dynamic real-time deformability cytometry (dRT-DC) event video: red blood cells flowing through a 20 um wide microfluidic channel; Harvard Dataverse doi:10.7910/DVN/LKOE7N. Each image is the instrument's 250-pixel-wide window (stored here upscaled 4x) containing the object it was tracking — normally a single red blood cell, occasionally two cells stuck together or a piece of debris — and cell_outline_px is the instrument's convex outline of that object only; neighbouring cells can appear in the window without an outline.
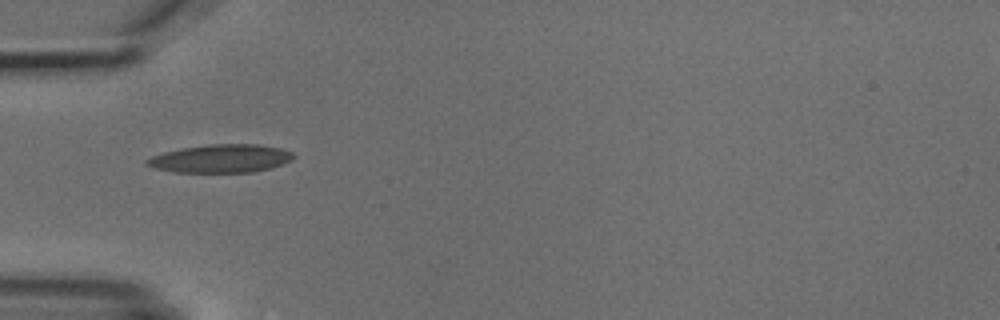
{"species": "common noctule bat (a hibernating species)", "species_latin": "Nyctalus noctula", "temperature_condition": "cold", "stored_images_in_passage": 4, "camera_frame_rate_fps": 3000, "um_per_image_px": 0.085, "animal": {"sex": "male", "body_mass_g": 18.8}, "frame": {"image": 1, "passage_image": 1, "time_ms": 0.0, "image_size_px": [1000, 320], "cell_outline_px": [[296, 156], [292, 160], [284, 164], [252, 172], [176, 172], [156, 168], [144, 164], [144, 160], [152, 156], [164, 152], [180, 148], [208, 144], [260, 144], [280, 148], [292, 152]], "centroid_in_image_um": [18.78, 13.47], "position_along_channel_um": 66.2, "area_um2": 24.16}}
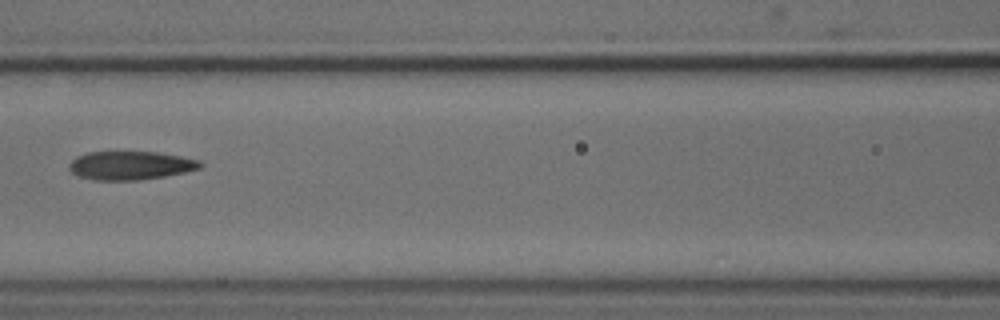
{"frame": {"image": 2, "passage_image": 3, "time_ms": 2.333, "image_size_px": [1000, 320], "cell_outline_px": [[204, 164], [200, 168], [184, 172], [164, 176], [140, 180], [92, 180], [76, 176], [68, 168], [68, 164], [76, 156], [88, 152], [156, 152], [180, 156], [200, 160]], "centroid_in_image_um": [11.05, 14.07], "position_along_channel_um": 155.5, "area_um2": 21.91}}
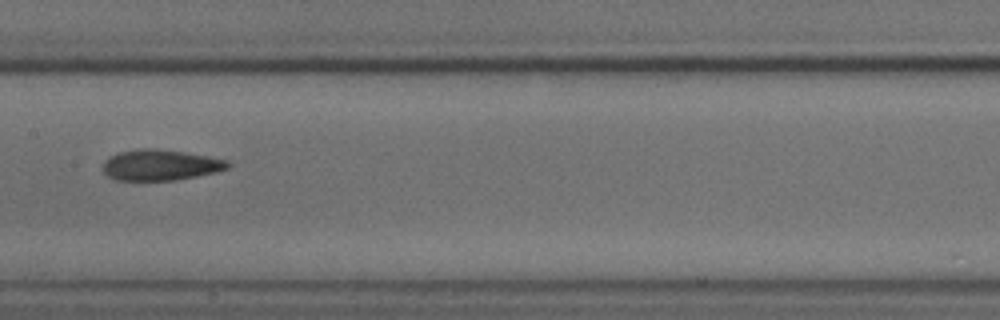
{"frame": {"image": 3, "passage_image": 4, "time_ms": 3.333, "image_size_px": [1000, 320], "cell_outline_px": [[232, 164], [228, 168], [216, 172], [176, 180], [116, 180], [108, 176], [104, 172], [104, 160], [108, 156], [120, 152], [140, 148], [152, 148], [184, 152], [208, 156], [228, 160]], "centroid_in_image_um": [13.64, 14.02], "position_along_channel_um": 193.8, "area_um2": 22.43}}